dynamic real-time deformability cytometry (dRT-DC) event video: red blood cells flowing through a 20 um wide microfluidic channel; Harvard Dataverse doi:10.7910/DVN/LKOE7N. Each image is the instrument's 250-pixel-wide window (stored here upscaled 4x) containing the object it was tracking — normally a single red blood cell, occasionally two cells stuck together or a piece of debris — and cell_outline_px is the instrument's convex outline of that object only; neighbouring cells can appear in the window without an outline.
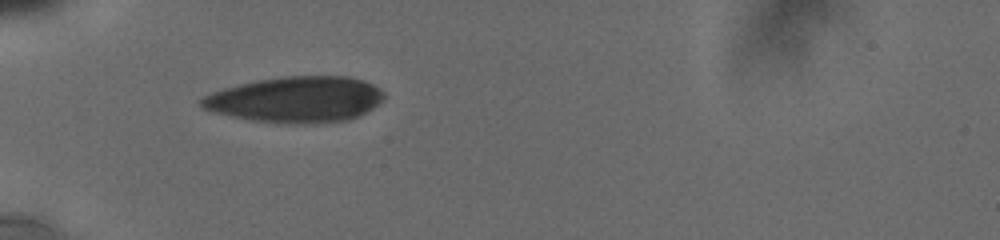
{"species": "human", "species_latin": "Homo sapiens", "temperature_condition": "cold", "stored_images_in_passage": 16, "camera_frame_rate_fps": 3000, "um_per_image_px": 0.085, "donor": {"sex": "male"}, "frame": {"image": 1, "passage_image": 1, "time_ms": 0.0, "image_size_px": [1000, 240], "cell_outline_px": [[384, 100], [372, 108], [348, 120], [324, 124], [276, 124], [252, 120], [212, 112], [204, 108], [200, 104], [200, 100], [204, 96], [212, 92], [224, 88], [256, 80], [284, 76], [348, 76], [372, 84], [384, 92]], "centroid_in_image_um": [25.15, 8.47], "position_along_channel_um": 59.8, "area_um2": 49.13}}
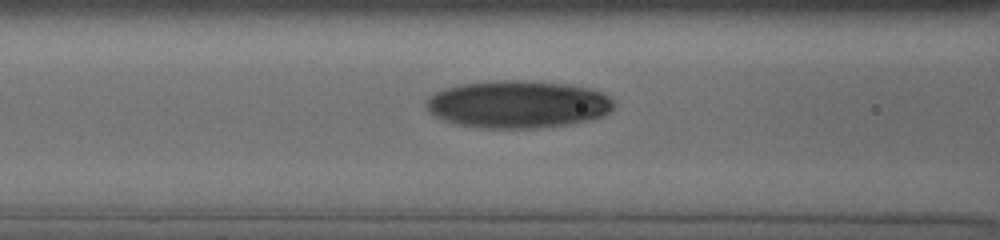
{"frame": {"image": 2, "passage_image": 9, "time_ms": 2.0, "image_size_px": [1000, 240], "cell_outline_px": [[612, 108], [604, 116], [588, 120], [568, 124], [536, 128], [480, 128], [456, 124], [444, 120], [428, 112], [424, 104], [428, 96], [444, 88], [460, 84], [492, 80], [528, 80], [568, 84], [600, 92], [608, 96], [612, 100]], "centroid_in_image_um": [43.94, 8.86], "position_along_channel_um": 122.7, "area_um2": 52.08}}
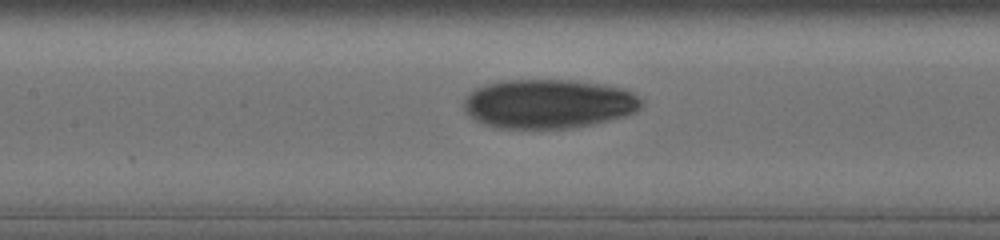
{"frame": {"image": 3, "passage_image": 13, "time_ms": 3.0, "image_size_px": [1000, 240], "cell_outline_px": [[644, 104], [636, 112], [624, 116], [592, 124], [572, 128], [500, 128], [476, 120], [464, 108], [464, 100], [476, 88], [488, 84], [504, 80], [572, 80], [604, 84], [624, 88], [632, 92], [644, 100]], "centroid_in_image_um": [46.7, 8.81], "position_along_channel_um": 160.7, "area_um2": 50.75}}